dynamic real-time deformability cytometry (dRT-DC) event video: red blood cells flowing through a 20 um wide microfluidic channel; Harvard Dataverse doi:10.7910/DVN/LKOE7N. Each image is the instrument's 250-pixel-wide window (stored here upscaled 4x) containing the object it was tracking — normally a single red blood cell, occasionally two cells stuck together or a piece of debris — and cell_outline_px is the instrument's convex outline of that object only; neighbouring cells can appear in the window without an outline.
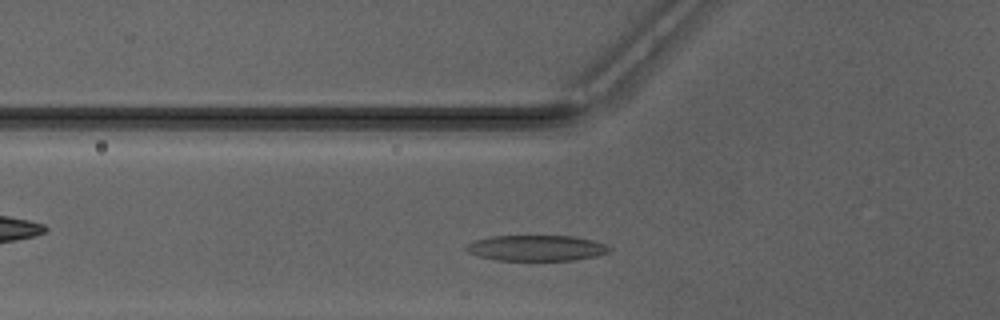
{"species": "Egyptian fruit bat (a non-hibernating species)", "species_latin": "Rousettus aegyptiacus", "temperature_condition": "warm", "stored_images_in_passage": 33, "camera_frame_rate_fps": 3000, "um_per_image_px": 0.085, "animal": {"sex": "male"}, "frame": {"image": 1, "passage_image": 5, "time_ms": 1.333, "image_size_px": [1000, 320], "cell_outline_px": [[612, 248], [608, 252], [592, 256], [572, 260], [496, 260], [476, 256], [468, 252], [464, 248], [464, 244], [472, 240], [492, 236], [572, 236], [592, 240], [604, 244]], "centroid_in_image_um": [45.48, 21.07], "position_along_channel_um": 80.3, "area_um2": 21.44}}
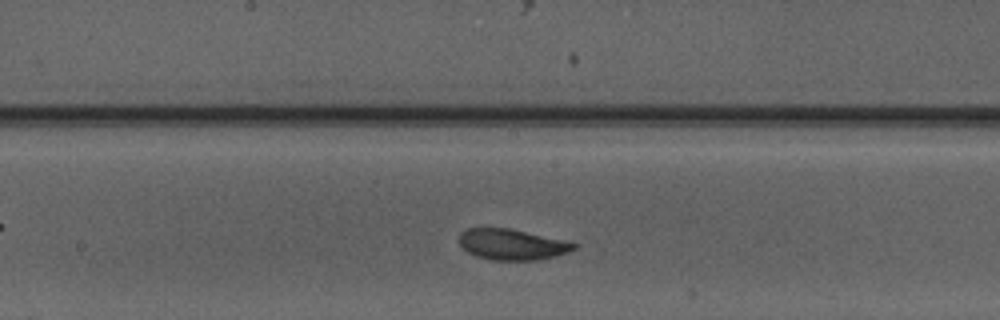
{"frame": {"image": 2, "passage_image": 14, "time_ms": 4.333, "image_size_px": [1000, 320], "cell_outline_px": [[576, 248], [568, 252], [556, 256], [536, 260], [492, 260], [476, 256], [468, 252], [460, 244], [460, 232], [468, 228], [508, 228], [572, 240], [576, 244]], "centroid_in_image_um": [43.59, 20.77], "position_along_channel_um": 204.6, "area_um2": 20.87}}
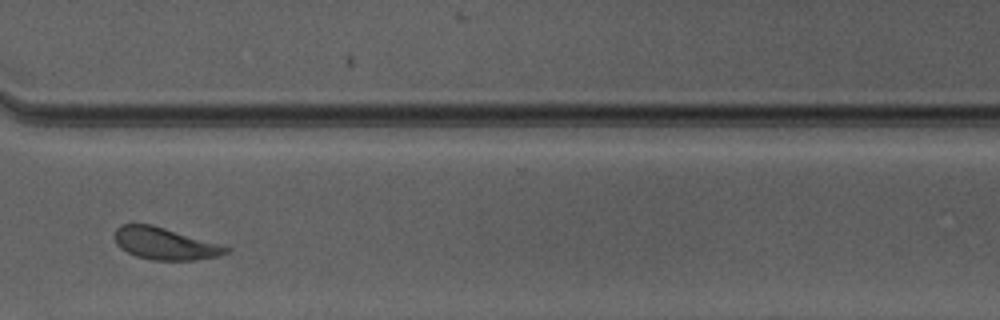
{"frame": {"image": 3, "passage_image": 25, "time_ms": 8.0, "image_size_px": [1000, 320], "cell_outline_px": [[232, 252], [220, 256], [196, 260], [152, 260], [136, 256], [120, 248], [116, 244], [116, 228], [120, 224], [152, 224], [232, 248]], "centroid_in_image_um": [14.05, 20.72], "position_along_channel_um": 356.5, "area_um2": 20.75}, "authors_computed_cell_mechanics": {"area_um2": 20.7502, "velocity_mm_per_s": 4.1482, "shape_relaxation_time_tau1_ms": 2.0095, "shape_relaxation_time_tau2_ms": 1.6848, "deformation_change_tau1": 0.1437, "deformation_change_tau2": 0.0907}}